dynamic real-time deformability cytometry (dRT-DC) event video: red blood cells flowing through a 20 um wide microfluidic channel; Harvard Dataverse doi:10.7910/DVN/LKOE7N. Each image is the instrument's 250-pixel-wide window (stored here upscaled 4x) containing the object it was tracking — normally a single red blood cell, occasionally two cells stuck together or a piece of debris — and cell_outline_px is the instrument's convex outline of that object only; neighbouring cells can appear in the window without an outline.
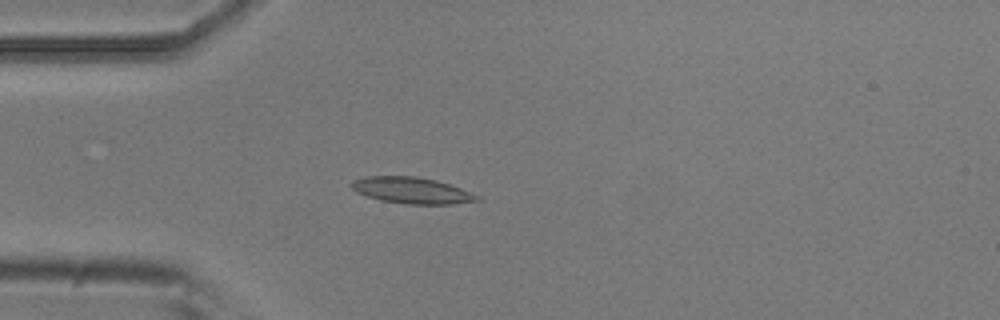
{"species": "common noctule bat (a hibernating species)", "species_latin": "Nyctalus noctula", "temperature_condition": "room temperature", "stored_images_in_passage": 4, "camera_frame_rate_fps": 3000, "um_per_image_px": 0.085, "animal": {"sex": "male", "body_mass_g": 20.5, "forearm_length_mm": 52.5}, "frame": {"image": 1, "passage_image": 3, "time_ms": 0.667, "image_size_px": [1000, 320], "cell_outline_px": [[480, 200], [452, 204], [408, 204], [380, 200], [356, 192], [348, 184], [352, 180], [364, 176], [416, 176], [436, 180], [460, 188], [480, 196]], "centroid_in_image_um": [34.95, 16.17], "position_along_channel_um": 50.0, "area_um2": 19.25}}